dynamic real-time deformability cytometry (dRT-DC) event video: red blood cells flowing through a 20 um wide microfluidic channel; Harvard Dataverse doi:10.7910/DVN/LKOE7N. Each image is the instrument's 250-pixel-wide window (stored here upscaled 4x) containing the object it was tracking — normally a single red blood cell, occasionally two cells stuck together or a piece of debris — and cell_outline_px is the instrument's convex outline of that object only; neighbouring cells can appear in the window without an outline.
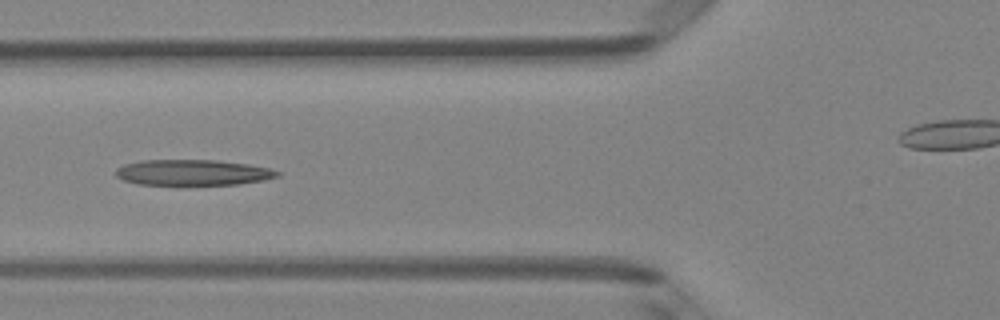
{"species": "Egyptian fruit bat (a non-hibernating species)", "species_latin": "Rousettus aegyptiacus", "temperature_condition": "room temperature", "stored_images_in_passage": 7, "camera_frame_rate_fps": 3000, "um_per_image_px": 0.085, "animal": {"sex": "female"}, "frame": {"image": 1, "passage_image": 6, "time_ms": 5.667, "image_size_px": [1000, 320], "cell_outline_px": [[280, 176], [264, 180], [240, 184], [184, 188], [136, 184], [124, 180], [116, 176], [116, 168], [124, 164], [140, 160], [216, 160], [248, 164], [268, 168], [280, 172]], "centroid_in_image_um": [16.35, 14.72], "position_along_channel_um": 109.4, "area_um2": 25.61}}